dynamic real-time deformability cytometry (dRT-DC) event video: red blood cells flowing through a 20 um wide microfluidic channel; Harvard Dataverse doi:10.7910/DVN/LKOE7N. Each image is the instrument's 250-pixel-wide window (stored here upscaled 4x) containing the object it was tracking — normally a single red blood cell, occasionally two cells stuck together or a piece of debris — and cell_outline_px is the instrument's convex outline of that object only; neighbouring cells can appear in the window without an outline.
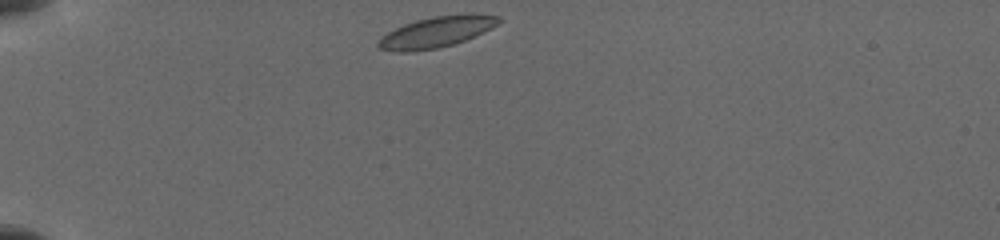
{"species": "common noctule bat (a hibernating species)", "species_latin": "Nyctalus noctula", "temperature_condition": "cold", "stored_images_in_passage": 6, "camera_frame_rate_fps": 3000, "um_per_image_px": 0.085, "animal": {"sex": "female", "body_mass_g": 19.5, "forearm_length_mm": 54.1}, "frame": {"image": 1, "passage_image": 1, "time_ms": 0.0, "image_size_px": [1000, 240], "cell_outline_px": [[504, 20], [484, 32], [464, 40], [452, 44], [436, 48], [408, 52], [400, 52], [380, 48], [376, 44], [380, 36], [404, 24], [416, 20], [432, 16], [468, 12], [500, 16]], "centroid_in_image_um": [37.14, 2.68], "position_along_channel_um": 47.9, "area_um2": 21.85}}
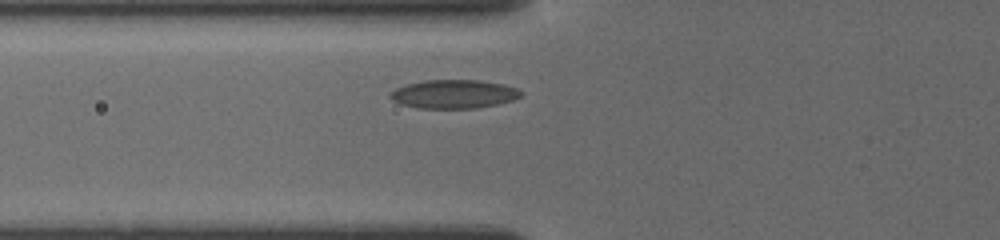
{"frame": {"image": 2, "passage_image": 5, "time_ms": 2.0, "image_size_px": [1000, 240], "cell_outline_px": [[524, 92], [520, 96], [512, 100], [496, 104], [476, 108], [416, 108], [400, 104], [392, 100], [388, 96], [396, 88], [408, 84], [424, 80], [480, 80], [504, 84], [516, 88]], "centroid_in_image_um": [38.57, 7.99], "position_along_channel_um": 87.2, "area_um2": 21.79}}